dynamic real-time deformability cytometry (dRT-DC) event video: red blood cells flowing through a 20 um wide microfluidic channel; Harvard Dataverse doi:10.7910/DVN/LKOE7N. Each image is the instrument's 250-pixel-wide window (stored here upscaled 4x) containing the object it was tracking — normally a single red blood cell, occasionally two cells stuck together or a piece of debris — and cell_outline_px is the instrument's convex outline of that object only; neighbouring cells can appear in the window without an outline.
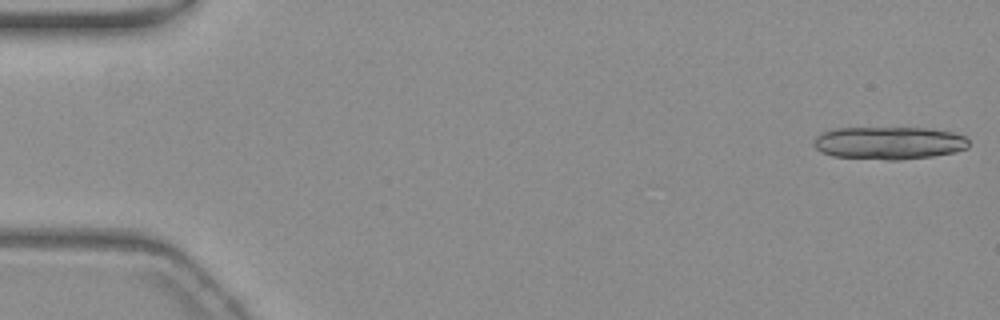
{"species": "common noctule bat (a hibernating species)", "species_latin": "Nyctalus noctula", "temperature_condition": "warm", "stored_images_in_passage": 15, "camera_frame_rate_fps": 3000, "um_per_image_px": 0.085, "animal": {"sex": "female", "body_mass_g": 19.3, "forearm_length_mm": 54.1}, "frame": {"image": 1, "passage_image": 1, "time_ms": 0.0, "image_size_px": [1000, 320], "cell_outline_px": [[968, 148], [956, 152], [932, 156], [900, 160], [884, 160], [832, 156], [820, 152], [812, 144], [812, 140], [820, 132], [832, 128], [932, 128], [952, 132], [964, 136], [968, 140]], "centroid_in_image_um": [75.52, 12.15], "position_along_channel_um": 9.5, "area_um2": 30.0}}